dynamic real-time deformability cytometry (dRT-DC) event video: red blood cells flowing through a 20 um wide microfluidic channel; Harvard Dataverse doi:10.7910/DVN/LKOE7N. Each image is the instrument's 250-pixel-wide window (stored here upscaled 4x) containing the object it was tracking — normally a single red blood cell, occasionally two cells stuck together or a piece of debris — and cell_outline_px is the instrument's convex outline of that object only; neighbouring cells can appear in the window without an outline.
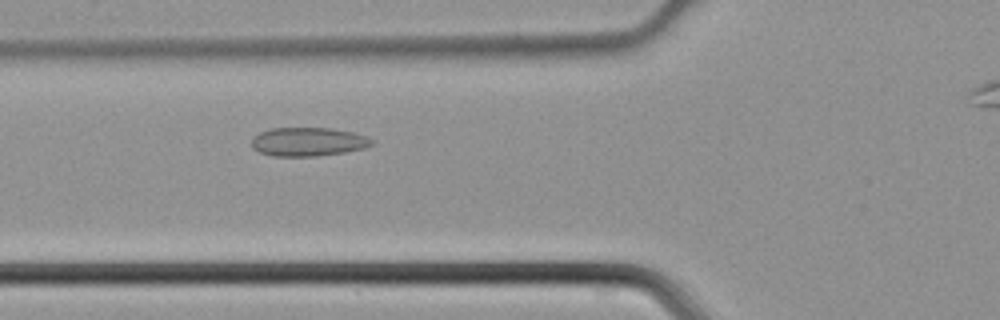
{"species": "common noctule bat (a hibernating species)", "species_latin": "Nyctalus noctula", "temperature_condition": "cold", "stored_images_in_passage": 38, "camera_frame_rate_fps": 3000, "um_per_image_px": 0.085, "animal": {"sex": "male", "body_mass_g": 21.5, "forearm_length_mm": 52.0}, "frame": {"image": 1, "passage_image": 14, "time_ms": 4.333, "image_size_px": [1000, 320], "cell_outline_px": [[376, 144], [364, 148], [344, 152], [316, 156], [272, 156], [260, 152], [252, 148], [252, 136], [260, 132], [272, 128], [332, 128], [352, 132], [368, 136], [376, 140]], "centroid_in_image_um": [26.23, 12.05], "position_along_channel_um": 99.6, "area_um2": 20.35}}
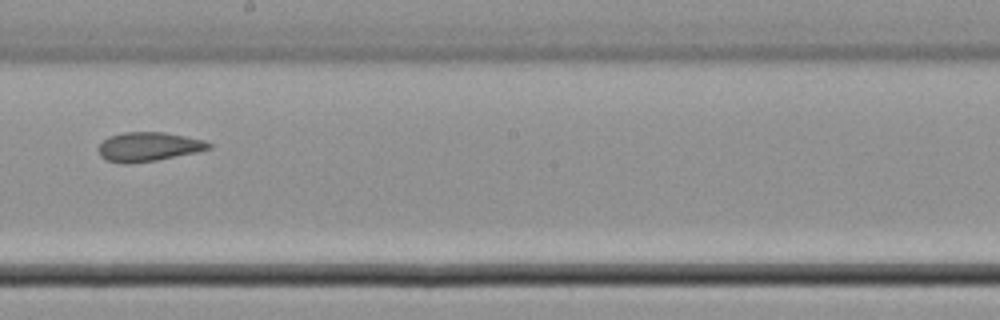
{"frame": {"image": 2, "passage_image": 23, "time_ms": 7.333, "image_size_px": [1000, 320], "cell_outline_px": [[212, 148], [196, 152], [156, 160], [128, 164], [124, 164], [108, 160], [100, 156], [96, 148], [108, 136], [124, 132], [164, 132], [204, 140], [212, 144]], "centroid_in_image_um": [12.6, 12.47], "position_along_channel_um": 235.6, "area_um2": 18.73}}
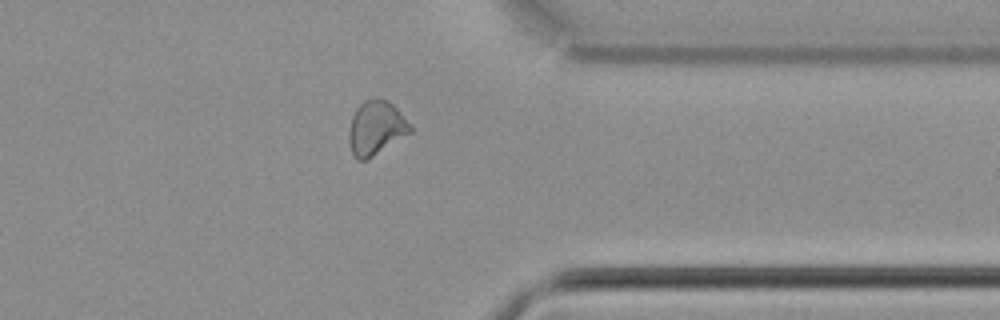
{"frame": {"image": 3, "passage_image": 33, "time_ms": 10.667, "image_size_px": [1000, 320], "cell_outline_px": [[412, 132], [372, 156], [364, 160], [356, 160], [352, 156], [348, 140], [348, 132], [352, 116], [356, 108], [364, 100], [376, 96], [388, 100], [396, 108], [412, 128]], "centroid_in_image_um": [31.91, 10.86], "position_along_channel_um": 379.5, "area_um2": 19.36}}